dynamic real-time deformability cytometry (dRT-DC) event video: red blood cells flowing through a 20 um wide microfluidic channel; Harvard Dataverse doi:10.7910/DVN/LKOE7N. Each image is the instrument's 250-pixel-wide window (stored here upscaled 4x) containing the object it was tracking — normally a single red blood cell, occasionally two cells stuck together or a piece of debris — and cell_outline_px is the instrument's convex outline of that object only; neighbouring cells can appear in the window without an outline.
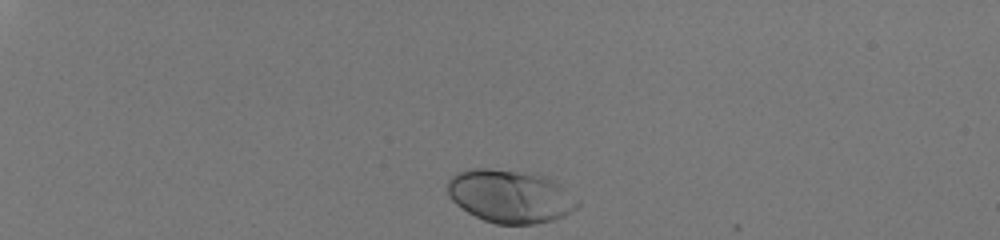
{"species": "human", "species_latin": "Homo sapiens", "temperature_condition": "room temperature", "stored_images_in_passage": 35, "camera_frame_rate_fps": 3000, "um_per_image_px": 0.085, "donor": {"sex": "male"}, "frame": {"image": 1, "passage_image": 1, "time_ms": 0.0, "image_size_px": [1000, 240], "cell_outline_px": [[580, 204], [576, 208], [564, 216], [552, 220], [536, 224], [496, 224], [484, 220], [468, 212], [456, 204], [448, 196], [448, 180], [456, 172], [472, 168], [488, 168], [536, 172], [552, 176], [580, 200]], "centroid_in_image_um": [43.42, 16.65], "position_along_channel_um": 41.6, "area_um2": 41.1}}
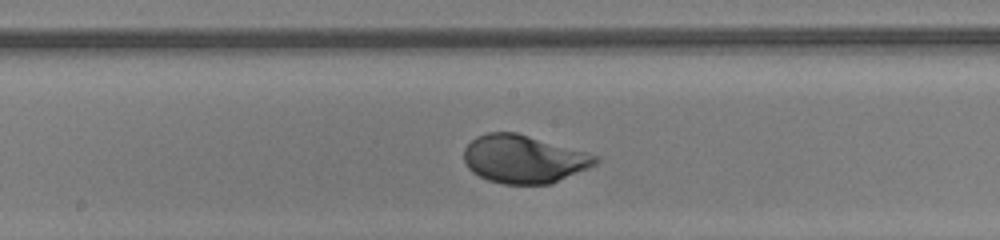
{"frame": {"image": 2, "passage_image": 20, "time_ms": 6.333, "image_size_px": [1000, 240], "cell_outline_px": [[600, 160], [596, 164], [588, 168], [548, 184], [504, 184], [488, 180], [472, 172], [468, 168], [464, 160], [464, 148], [476, 136], [488, 132], [516, 132], [600, 156]], "centroid_in_image_um": [44.5, 13.51], "position_along_channel_um": 203.7, "area_um2": 36.65}}
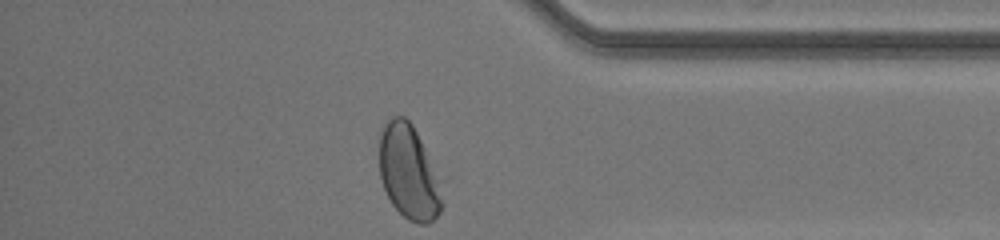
{"frame": {"image": 3, "passage_image": 35, "time_ms": 11.333, "image_size_px": [1000, 240], "cell_outline_px": [[444, 204], [440, 212], [428, 224], [420, 224], [408, 220], [392, 204], [384, 188], [380, 176], [380, 132], [388, 116], [404, 116], [412, 124], [424, 148], [436, 176]], "centroid_in_image_um": [34.71, 14.64], "position_along_channel_um": 400.5, "area_um2": 33.87}, "authors_computed_cell_mechanics": {"area_um2": 36.7608, "velocity_mm_per_s": 4.0564, "shape_relaxation_time_tau1_ms": 2.2655, "shape_relaxation_time_tau2_ms": null, "deformation_change_tau1": 0.1618, "deformation_change_tau2": null}}